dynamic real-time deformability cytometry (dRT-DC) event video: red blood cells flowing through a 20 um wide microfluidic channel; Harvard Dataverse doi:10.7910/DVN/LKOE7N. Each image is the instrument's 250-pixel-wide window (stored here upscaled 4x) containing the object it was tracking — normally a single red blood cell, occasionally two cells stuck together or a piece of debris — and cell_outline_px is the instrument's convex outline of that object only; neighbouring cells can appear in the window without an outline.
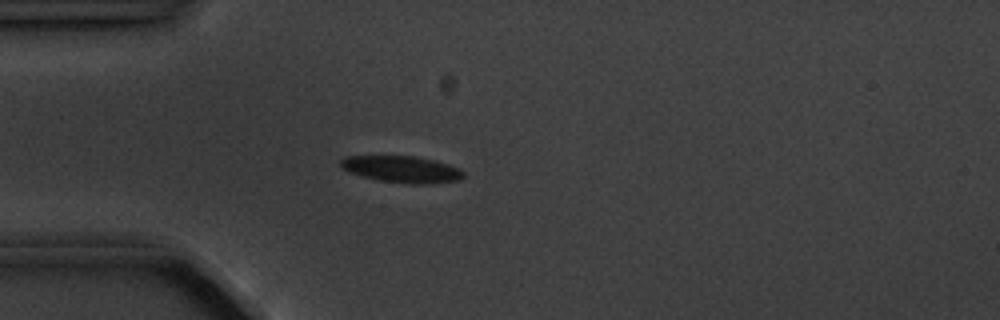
{"species": "common noctule bat (a hibernating species)", "species_latin": "Nyctalus noctula", "temperature_condition": "cold", "stored_images_in_passage": 6, "camera_frame_rate_fps": 3000, "um_per_image_px": 0.085, "animal": {"sex": "male", "body_mass_g": 20.1, "forearm_length_mm": 53.5}, "frame": {"image": 1, "passage_image": 6, "time_ms": 6.333, "image_size_px": [1000, 320], "cell_outline_px": [[464, 176], [460, 180], [432, 184], [408, 184], [376, 180], [348, 172], [340, 164], [340, 160], [344, 156], [412, 156], [432, 160], [448, 164], [460, 168], [464, 172]], "centroid_in_image_um": [34.17, 14.4], "position_along_channel_um": 50.8, "area_um2": 19.19}}